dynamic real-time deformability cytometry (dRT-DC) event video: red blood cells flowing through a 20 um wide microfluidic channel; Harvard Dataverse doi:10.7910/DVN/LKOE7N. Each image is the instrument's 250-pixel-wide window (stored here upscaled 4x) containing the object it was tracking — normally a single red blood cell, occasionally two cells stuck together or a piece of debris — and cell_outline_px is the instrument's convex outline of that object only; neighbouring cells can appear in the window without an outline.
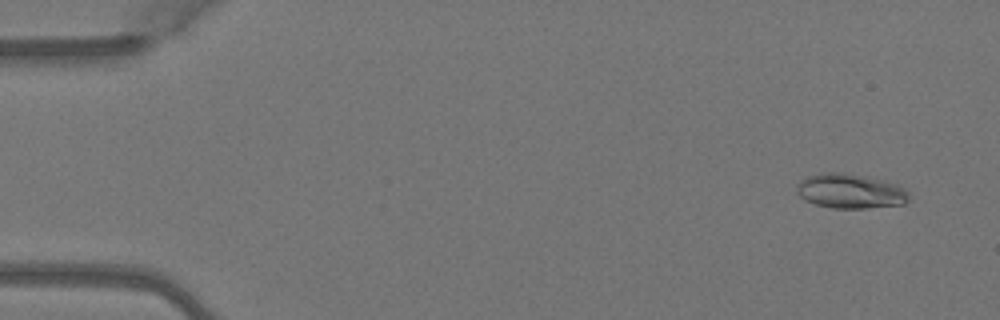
{"species": "Egyptian fruit bat (a non-hibernating species)", "species_latin": "Rousettus aegyptiacus", "temperature_condition": "warm", "stored_images_in_passage": 4, "camera_frame_rate_fps": 3000, "um_per_image_px": 0.085, "animal": {"sex": "female"}, "frame": {"image": 1, "passage_image": 1, "time_ms": 0.0, "image_size_px": [1000, 320], "cell_outline_px": [[908, 200], [904, 204], [868, 208], [832, 208], [816, 204], [804, 200], [796, 192], [796, 184], [800, 180], [808, 176], [824, 172], [840, 172], [864, 176], [884, 180], [896, 184], [904, 188], [908, 192]], "centroid_in_image_um": [72.25, 16.24], "position_along_channel_um": 12.7, "area_um2": 22.72}}